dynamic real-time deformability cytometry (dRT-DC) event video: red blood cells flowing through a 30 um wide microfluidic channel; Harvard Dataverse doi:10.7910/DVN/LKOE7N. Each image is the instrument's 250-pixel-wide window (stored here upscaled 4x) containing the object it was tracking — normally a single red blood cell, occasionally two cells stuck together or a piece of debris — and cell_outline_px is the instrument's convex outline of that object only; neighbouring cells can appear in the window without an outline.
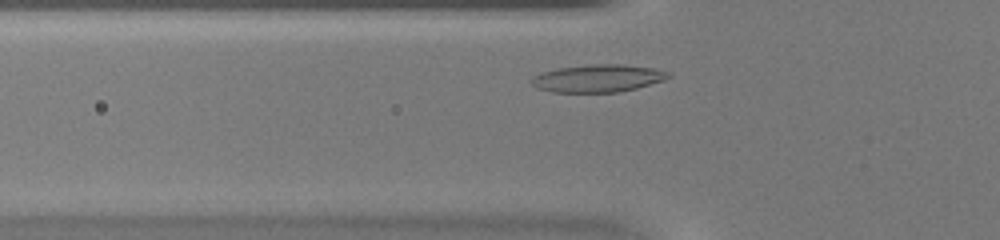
{"species": "common noctule bat (a hibernating species)", "species_latin": "Nyctalus noctula", "temperature_condition": "warm", "stored_images_in_passage": 27, "camera_frame_rate_fps": 3000, "um_per_image_px": 0.085, "animal": {"sex": "female", "body_mass_g": 20.0, "forearm_length_mm": 54.0}, "frame": {"image": 1, "passage_image": 4, "time_ms": 1.0, "image_size_px": [1000, 240], "cell_outline_px": [[672, 76], [664, 80], [636, 88], [616, 92], [552, 92], [536, 88], [528, 80], [532, 76], [540, 72], [556, 68], [592, 64], [620, 64], [652, 68], [672, 72]], "centroid_in_image_um": [50.78, 6.65], "position_along_channel_um": 75.0, "area_um2": 22.2}}
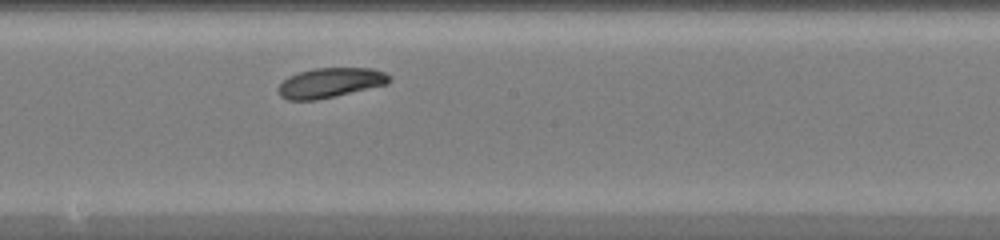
{"frame": {"image": 2, "passage_image": 14, "time_ms": 4.333, "image_size_px": [1000, 240], "cell_outline_px": [[392, 76], [388, 84], [316, 100], [288, 100], [280, 96], [276, 92], [276, 88], [288, 76], [296, 72], [316, 68], [372, 68], [384, 72]], "centroid_in_image_um": [28.04, 7.03], "position_along_channel_um": 220.2, "area_um2": 19.42}}
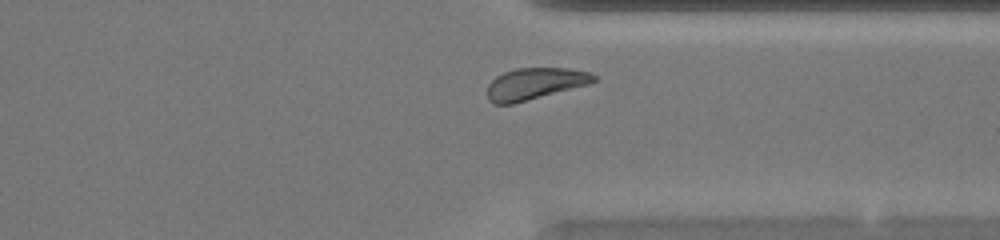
{"frame": {"image": 3, "passage_image": 24, "time_ms": 7.667, "image_size_px": [1000, 240], "cell_outline_px": [[596, 80], [588, 84], [512, 104], [492, 104], [488, 100], [488, 84], [496, 76], [504, 72], [516, 68], [568, 68], [588, 72], [596, 76]], "centroid_in_image_um": [45.42, 7.11], "position_along_channel_um": 366.0, "area_um2": 19.42}}